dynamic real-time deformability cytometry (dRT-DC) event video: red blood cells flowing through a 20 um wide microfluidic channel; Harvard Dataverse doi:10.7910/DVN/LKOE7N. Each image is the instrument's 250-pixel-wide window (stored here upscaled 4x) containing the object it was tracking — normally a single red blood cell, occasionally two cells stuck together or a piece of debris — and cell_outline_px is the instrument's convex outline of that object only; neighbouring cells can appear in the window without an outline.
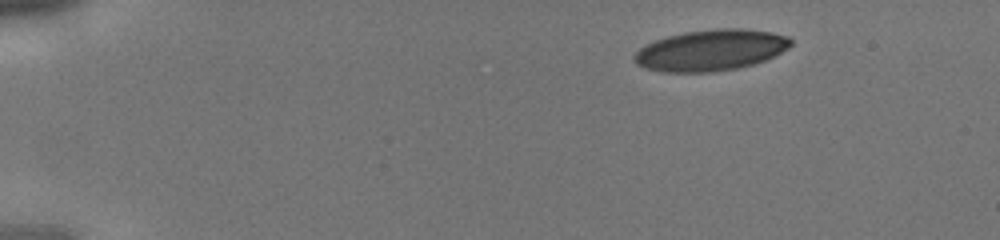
{"species": "human", "species_latin": "Homo sapiens", "temperature_condition": "cold", "stored_images_in_passage": 37, "camera_frame_rate_fps": 3000, "um_per_image_px": 0.085, "donor": {"sex": "male"}, "frame": {"image": 1, "passage_image": 1, "time_ms": 0.0, "image_size_px": [1000, 240], "cell_outline_px": [[792, 44], [788, 48], [764, 60], [752, 64], [736, 68], [712, 72], [664, 72], [644, 68], [636, 64], [632, 60], [632, 56], [644, 44], [668, 36], [684, 32], [716, 28], [740, 28], [768, 32], [788, 36], [792, 40]], "centroid_in_image_um": [60.36, 4.27], "position_along_channel_um": 24.6, "area_um2": 37.45}}
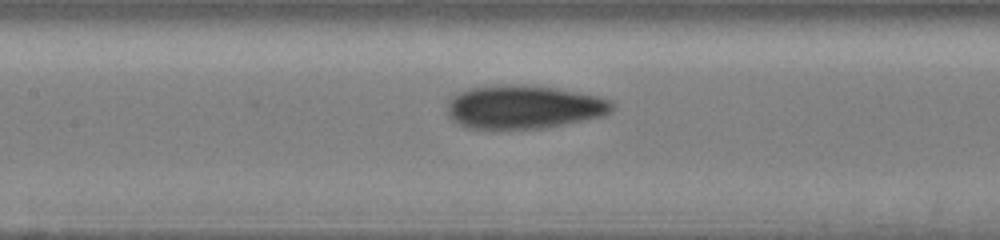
{"frame": {"image": 2, "passage_image": 16, "time_ms": 5.0, "image_size_px": [1000, 240], "cell_outline_px": [[612, 112], [604, 116], [544, 128], [468, 128], [452, 120], [448, 112], [448, 100], [456, 92], [468, 88], [508, 84], [516, 84], [556, 88], [600, 96], [612, 100]], "centroid_in_image_um": [44.53, 9.08], "position_along_channel_um": 162.9, "area_um2": 41.79}}
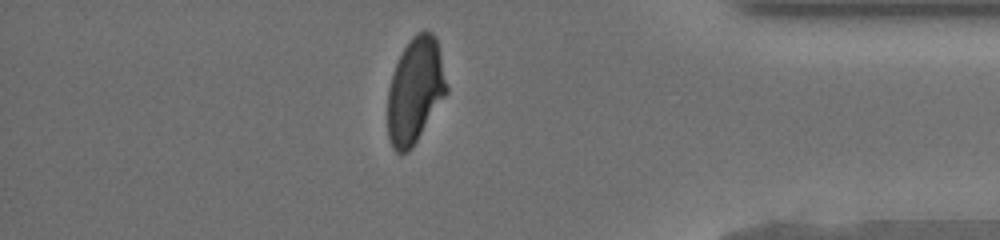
{"frame": {"image": 3, "passage_image": 32, "time_ms": 10.333, "image_size_px": [1000, 240], "cell_outline_px": [[448, 92], [412, 148], [408, 152], [396, 152], [392, 148], [388, 136], [388, 88], [396, 64], [404, 48], [412, 36], [416, 32], [432, 32], [436, 36], [448, 88]], "centroid_in_image_um": [35.29, 7.71], "position_along_channel_um": 399.9, "area_um2": 36.07}}